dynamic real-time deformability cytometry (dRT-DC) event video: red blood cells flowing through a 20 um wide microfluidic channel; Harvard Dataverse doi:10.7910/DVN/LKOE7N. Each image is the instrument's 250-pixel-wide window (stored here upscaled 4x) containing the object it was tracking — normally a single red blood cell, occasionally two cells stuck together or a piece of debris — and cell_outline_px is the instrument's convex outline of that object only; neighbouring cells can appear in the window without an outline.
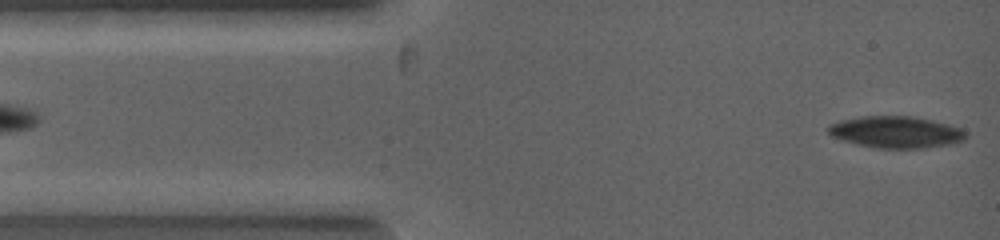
{"species": "common noctule bat (a hibernating species)", "species_latin": "Nyctalus noctula", "temperature_condition": "warm", "stored_images_in_passage": 3, "camera_frame_rate_fps": 5000, "um_per_image_px": 0.085, "animal": {"sex": "female", "body_mass_g": 19.0, "forearm_length_mm": 53.3}, "frame": {"image": 1, "passage_image": 1, "time_ms": 0.0, "image_size_px": [1000, 240], "cell_outline_px": [[968, 136], [964, 140], [948, 144], [924, 148], [876, 148], [840, 140], [832, 136], [824, 128], [828, 124], [840, 120], [860, 116], [912, 116], [932, 120], [948, 124], [960, 128]], "centroid_in_image_um": [76.09, 11.22], "position_along_channel_um": 8.9, "area_um2": 25.55}}
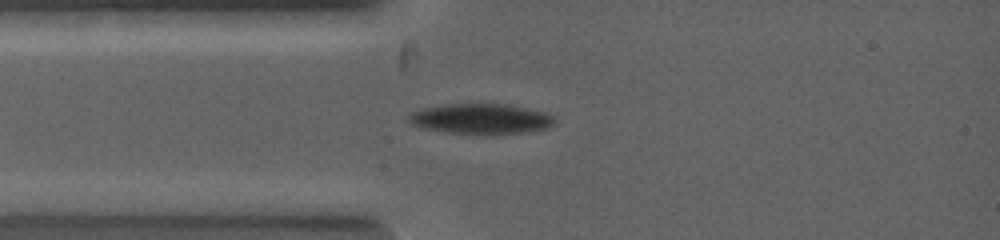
{"frame": {"image": 2, "passage_image": 3, "time_ms": 1.6, "image_size_px": [1000, 240], "cell_outline_px": [[556, 124], [548, 128], [528, 132], [496, 136], [476, 136], [448, 132], [424, 128], [412, 124], [408, 120], [408, 116], [412, 112], [424, 108], [444, 104], [508, 104], [544, 112], [552, 116], [556, 120]], "centroid_in_image_um": [40.93, 10.14], "position_along_channel_um": 44.1, "area_um2": 26.47}}